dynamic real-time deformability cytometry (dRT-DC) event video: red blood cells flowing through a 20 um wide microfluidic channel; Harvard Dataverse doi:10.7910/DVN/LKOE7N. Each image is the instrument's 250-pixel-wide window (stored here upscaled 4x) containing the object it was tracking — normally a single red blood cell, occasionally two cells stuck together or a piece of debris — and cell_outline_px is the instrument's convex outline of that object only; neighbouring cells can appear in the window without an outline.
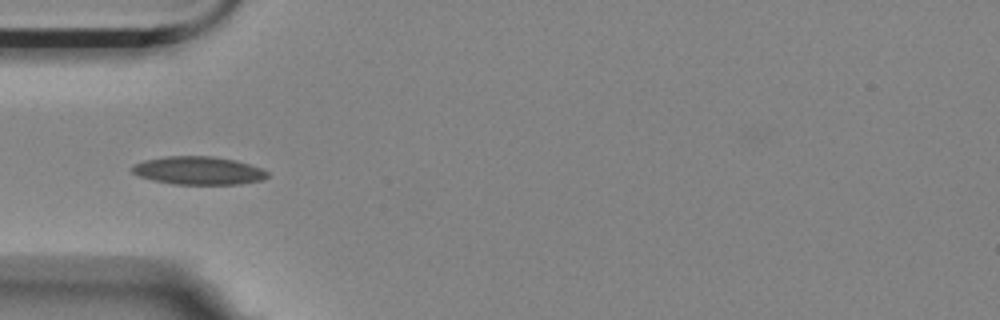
{"species": "Egyptian fruit bat (a non-hibernating species)", "species_latin": "Rousettus aegyptiacus", "temperature_condition": "room temperature", "stored_images_in_passage": 3, "camera_frame_rate_fps": 3000, "um_per_image_px": 0.085, "animal": {"sex": "female"}, "frame": {"image": 1, "passage_image": 3, "time_ms": 0.667, "image_size_px": [1000, 320], "cell_outline_px": [[268, 176], [264, 180], [240, 184], [172, 184], [152, 180], [140, 176], [132, 172], [128, 168], [132, 164], [144, 160], [164, 156], [212, 156], [236, 160], [260, 168], [268, 172]], "centroid_in_image_um": [16.83, 14.49], "position_along_channel_um": 68.2, "area_um2": 22.37}}